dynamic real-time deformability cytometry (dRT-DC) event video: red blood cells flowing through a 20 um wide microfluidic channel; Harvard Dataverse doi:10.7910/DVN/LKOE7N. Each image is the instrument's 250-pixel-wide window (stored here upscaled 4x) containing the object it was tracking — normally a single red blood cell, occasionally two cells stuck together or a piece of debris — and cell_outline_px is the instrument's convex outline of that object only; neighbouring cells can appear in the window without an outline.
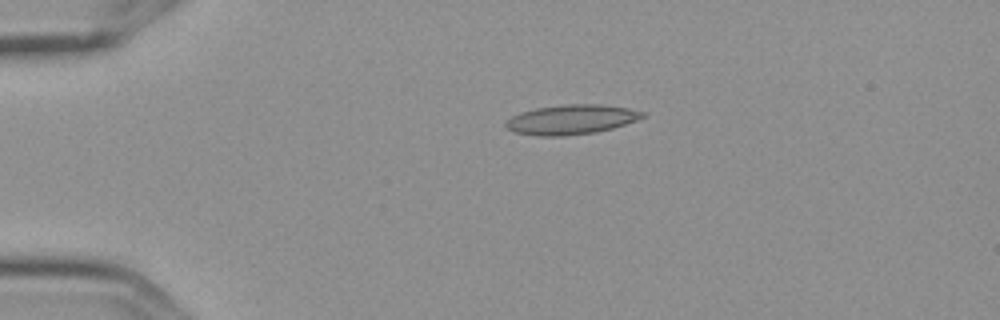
{"species": "Egyptian fruit bat (a non-hibernating species)", "species_latin": "Rousettus aegyptiacus", "temperature_condition": "cold", "stored_images_in_passage": 5, "camera_frame_rate_fps": 3000, "um_per_image_px": 0.085, "frame": {"image": 1, "passage_image": 3, "time_ms": 0.667, "image_size_px": [1000, 320], "cell_outline_px": [[648, 116], [612, 128], [596, 132], [564, 136], [536, 136], [516, 132], [508, 128], [504, 124], [512, 116], [520, 112], [536, 108], [564, 104], [600, 104], [628, 108], [644, 112]], "centroid_in_image_um": [48.57, 10.16], "position_along_channel_um": 36.4, "area_um2": 23.58}}
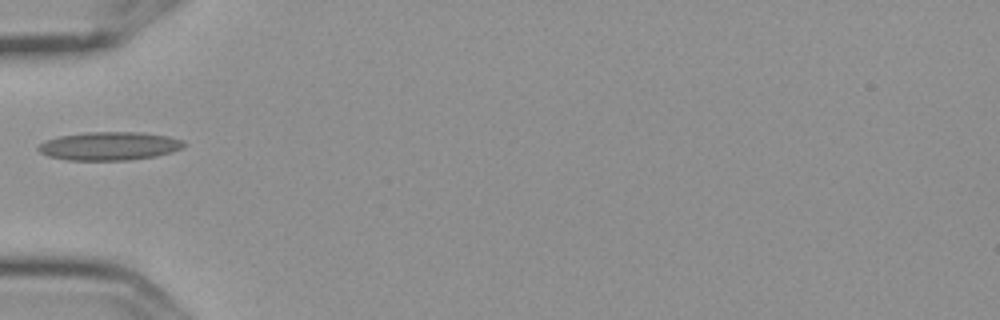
{"frame": {"image": 2, "passage_image": 5, "time_ms": 1.333, "image_size_px": [1000, 320], "cell_outline_px": [[184, 148], [172, 152], [156, 156], [128, 160], [68, 160], [48, 156], [40, 152], [36, 148], [44, 140], [60, 136], [84, 132], [140, 132], [168, 136], [184, 140]], "centroid_in_image_um": [9.3, 12.41], "position_along_channel_um": 75.7, "area_um2": 24.22}}